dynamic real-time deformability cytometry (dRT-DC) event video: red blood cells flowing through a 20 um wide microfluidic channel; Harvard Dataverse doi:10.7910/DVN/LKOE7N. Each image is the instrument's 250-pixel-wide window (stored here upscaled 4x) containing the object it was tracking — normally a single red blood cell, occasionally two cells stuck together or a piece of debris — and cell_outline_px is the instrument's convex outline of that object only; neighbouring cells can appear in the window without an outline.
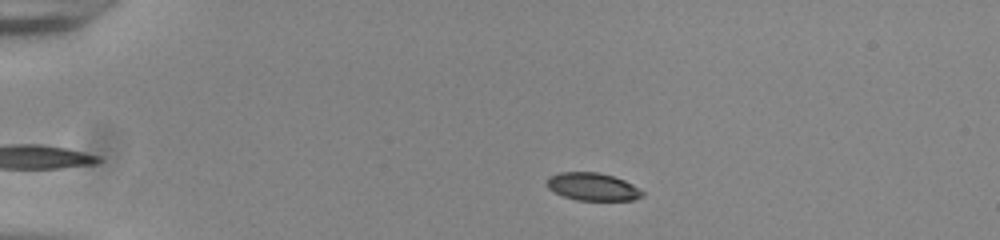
{"species": "common noctule bat (a hibernating species)", "species_latin": "Nyctalus noctula", "temperature_condition": "room temperature", "stored_images_in_passage": 47, "camera_frame_rate_fps": 3000, "um_per_image_px": 0.085, "animal": {"sex": "male", "body_mass_g": 20.0, "forearm_length_mm": 53.3}, "frame": {"image": 1, "passage_image": 5, "time_ms": 1.333, "image_size_px": [1000, 240], "cell_outline_px": [[644, 196], [632, 200], [576, 200], [552, 192], [548, 188], [548, 176], [560, 172], [600, 172], [624, 180], [632, 184], [644, 192]], "centroid_in_image_um": [50.37, 15.87], "position_along_channel_um": 34.6, "area_um2": 15.43}}
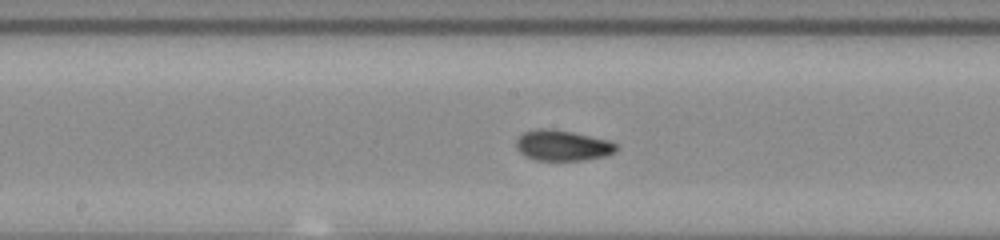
{"frame": {"image": 2, "passage_image": 23, "time_ms": 7.333, "image_size_px": [1000, 240], "cell_outline_px": [[616, 152], [604, 156], [584, 160], [536, 160], [524, 156], [516, 148], [516, 140], [524, 132], [536, 128], [552, 128], [572, 132], [608, 140], [616, 144]], "centroid_in_image_um": [47.78, 12.36], "position_along_channel_um": 200.4, "area_um2": 17.86}}
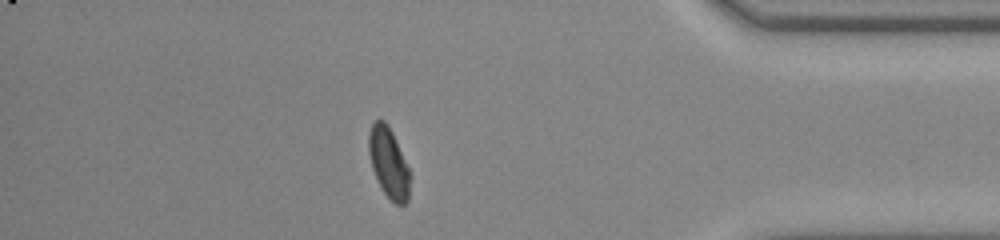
{"frame": {"image": 3, "passage_image": 41, "time_ms": 13.333, "image_size_px": [1000, 240], "cell_outline_px": [[412, 176], [408, 200], [404, 204], [396, 204], [384, 192], [372, 168], [368, 152], [368, 136], [372, 124], [376, 120], [384, 120], [388, 124], [392, 132]], "centroid_in_image_um": [33.05, 13.83], "position_along_channel_um": 402.1, "area_um2": 16.76}, "authors_computed_cell_mechanics": {"area_um2": 16.9932, "velocity_mm_per_s": 3.8513, "shape_relaxation_time_tau1_ms": 3.6407, "shape_relaxation_time_tau2_ms": 1.7323, "deformation_change_tau1": 0.1456, "deformation_change_tau2": 0.0617}}